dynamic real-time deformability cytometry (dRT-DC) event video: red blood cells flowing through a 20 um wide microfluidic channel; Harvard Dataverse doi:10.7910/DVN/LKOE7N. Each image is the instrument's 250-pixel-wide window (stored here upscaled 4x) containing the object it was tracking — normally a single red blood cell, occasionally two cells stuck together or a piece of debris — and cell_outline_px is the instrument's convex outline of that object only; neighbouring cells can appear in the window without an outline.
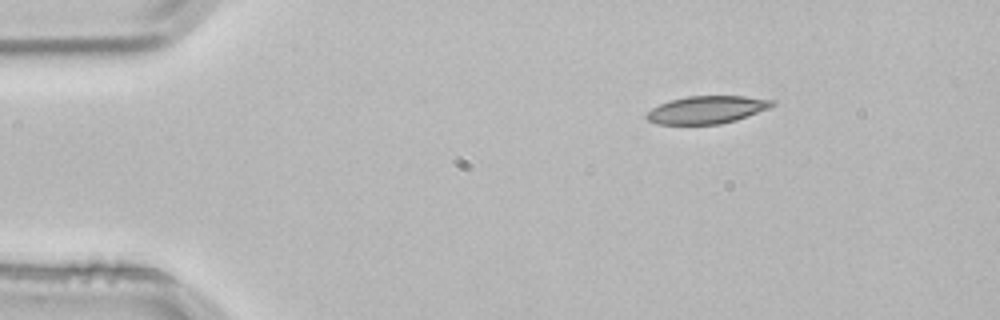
{"species": "common noctule bat (a hibernating species)", "species_latin": "Nyctalus noctula", "temperature_condition": "room temperature", "stored_images_in_passage": 3, "segment_of_instrument_passage": [1, 2], "camera_frame_rate_fps": 3000, "um_per_image_px": 0.085, "animal": {"sex": "male", "body_mass_g": 21.5, "forearm_length_mm": 52.0}, "frame": {"image": 1, "passage_image": 1, "time_ms": 0.0, "image_size_px": [1000, 320], "cell_outline_px": [[776, 104], [768, 108], [736, 120], [720, 124], [656, 124], [648, 120], [644, 116], [652, 108], [660, 104], [672, 100], [688, 96], [744, 96], [776, 100]], "centroid_in_image_um": [60.09, 9.33], "position_along_channel_um": 24.9, "area_um2": 20.11}}